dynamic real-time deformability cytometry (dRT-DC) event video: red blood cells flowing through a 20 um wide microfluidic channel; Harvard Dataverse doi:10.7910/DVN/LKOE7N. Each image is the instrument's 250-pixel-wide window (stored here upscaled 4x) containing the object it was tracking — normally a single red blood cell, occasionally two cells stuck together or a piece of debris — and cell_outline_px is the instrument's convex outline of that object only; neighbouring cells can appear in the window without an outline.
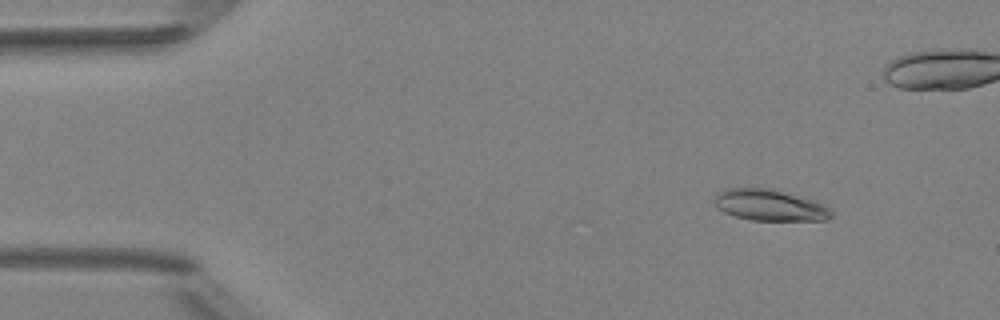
{"species": "Egyptian fruit bat (a non-hibernating species)", "species_latin": "Rousettus aegyptiacus", "temperature_condition": "room temperature", "stored_images_in_passage": 4, "camera_frame_rate_fps": 3000, "um_per_image_px": 0.085, "animal": {"sex": "female"}, "frame": {"image": 1, "passage_image": 1, "time_ms": 0.0, "image_size_px": [1000, 320], "cell_outline_px": [[832, 216], [828, 220], [752, 220], [736, 216], [724, 212], [716, 208], [712, 200], [716, 192], [724, 188], [772, 188], [812, 200], [828, 208], [832, 212]], "centroid_in_image_um": [65.34, 17.43], "position_along_channel_um": 19.7, "area_um2": 21.33}}